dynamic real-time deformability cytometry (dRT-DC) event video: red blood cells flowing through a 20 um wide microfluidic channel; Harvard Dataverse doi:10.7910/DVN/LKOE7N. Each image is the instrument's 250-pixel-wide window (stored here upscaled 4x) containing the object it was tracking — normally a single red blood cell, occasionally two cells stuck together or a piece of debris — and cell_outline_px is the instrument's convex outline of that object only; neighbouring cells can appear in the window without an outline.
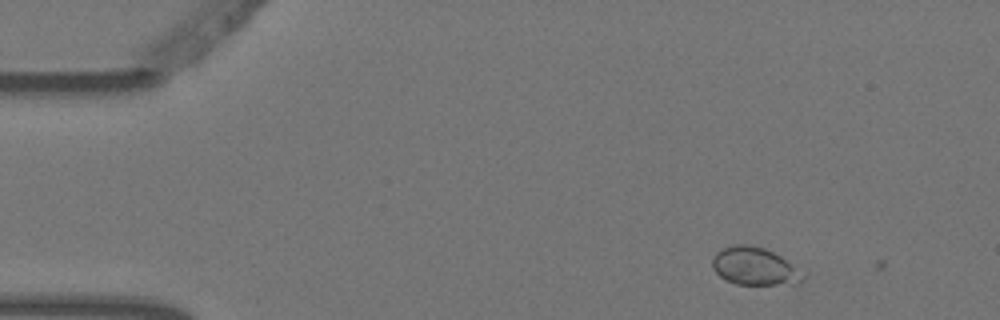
{"species": "Egyptian fruit bat (a non-hibernating species)", "species_latin": "Rousettus aegyptiacus", "temperature_condition": "warm", "stored_images_in_passage": 3, "camera_frame_rate_fps": 3000, "um_per_image_px": 0.085, "animal": {"sex": "female"}, "frame": {"image": 1, "passage_image": 1, "time_ms": 0.0, "image_size_px": [1000, 320], "cell_outline_px": [[804, 280], [800, 284], [736, 284], [720, 276], [712, 268], [712, 260], [716, 252], [724, 248], [736, 244], [748, 244], [764, 248], [780, 256], [804, 276]], "centroid_in_image_um": [64.1, 22.64], "position_along_channel_um": 20.9, "area_um2": 19.54}}